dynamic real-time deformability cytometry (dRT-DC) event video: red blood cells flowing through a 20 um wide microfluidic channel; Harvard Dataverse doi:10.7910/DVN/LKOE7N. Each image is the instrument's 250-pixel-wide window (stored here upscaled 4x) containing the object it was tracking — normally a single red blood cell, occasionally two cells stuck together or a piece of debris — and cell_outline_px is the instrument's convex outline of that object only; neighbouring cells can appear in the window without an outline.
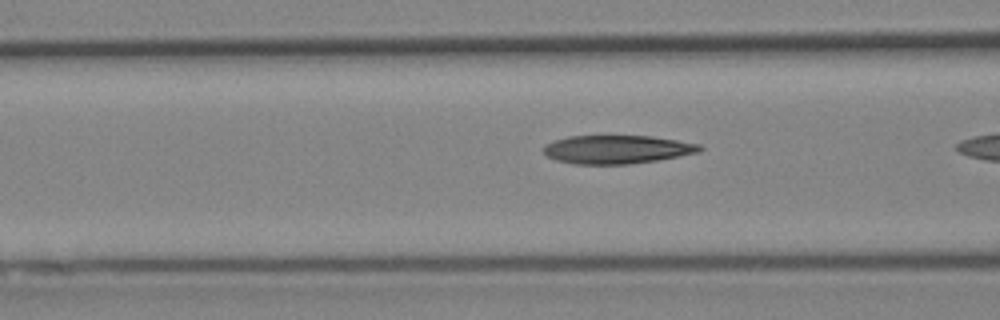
{"species": "Egyptian fruit bat (a non-hibernating species)", "species_latin": "Rousettus aegyptiacus", "temperature_condition": "cold", "stored_images_in_passage": 19, "camera_frame_rate_fps": 3000, "um_per_image_px": 0.085, "animal": {"sex": "female"}, "frame": {"image": 1, "passage_image": 17, "time_ms": 5.333, "image_size_px": [1000, 320], "cell_outline_px": [[704, 148], [700, 152], [680, 156], [656, 160], [628, 164], [572, 164], [556, 160], [548, 156], [544, 152], [544, 144], [552, 140], [568, 136], [652, 136], [700, 144]], "centroid_in_image_um": [52.43, 12.7], "position_along_channel_um": 114.2, "area_um2": 25.95}}